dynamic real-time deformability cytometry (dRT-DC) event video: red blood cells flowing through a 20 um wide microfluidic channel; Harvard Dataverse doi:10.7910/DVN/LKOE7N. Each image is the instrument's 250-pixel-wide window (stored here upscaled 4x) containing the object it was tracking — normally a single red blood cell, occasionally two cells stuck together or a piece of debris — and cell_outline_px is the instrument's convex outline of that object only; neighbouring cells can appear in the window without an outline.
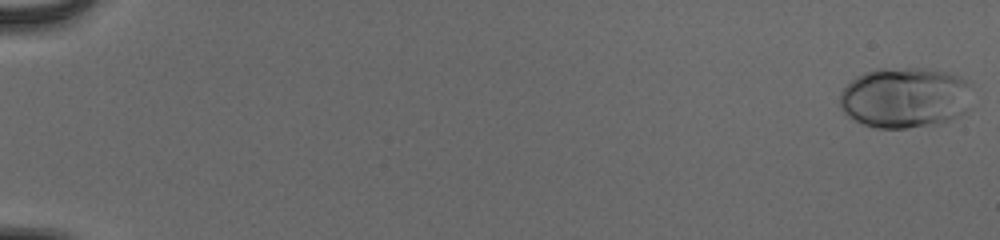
{"species": "human", "species_latin": "Homo sapiens", "temperature_condition": "cold", "stored_images_in_passage": 55, "camera_frame_rate_fps": 3000, "um_per_image_px": 0.085, "donor": {"sex": "male"}, "frame": {"image": 1, "passage_image": 1, "time_ms": 0.0, "image_size_px": [1000, 240], "cell_outline_px": [[964, 112], [948, 120], [904, 128], [876, 128], [864, 124], [848, 116], [840, 108], [840, 92], [856, 76], [864, 72], [880, 68], [924, 68], [948, 72], [960, 76], [964, 80]], "centroid_in_image_um": [76.77, 8.27], "position_along_channel_um": 8.2, "area_um2": 45.49}}
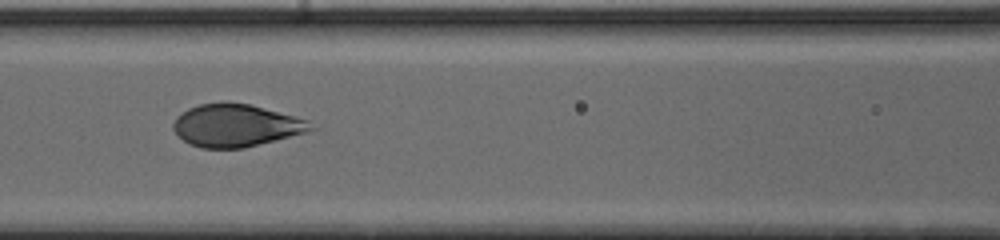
{"frame": {"image": 2, "passage_image": 27, "time_ms": 8.667, "image_size_px": [1000, 240], "cell_outline_px": [[316, 128], [304, 132], [244, 148], [200, 148], [188, 144], [172, 128], [172, 124], [176, 116], [188, 108], [200, 104], [248, 104], [308, 120]], "centroid_in_image_um": [20.0, 10.69], "position_along_channel_um": 146.6, "area_um2": 33.23}}
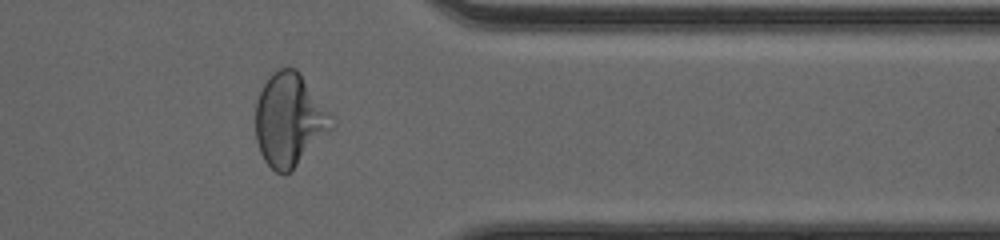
{"frame": {"image": 3, "passage_image": 46, "time_ms": 15.0, "image_size_px": [1000, 240], "cell_outline_px": [[332, 128], [284, 176], [276, 172], [264, 160], [260, 152], [256, 140], [256, 100], [268, 76], [272, 72], [280, 68], [296, 68], [300, 72], [332, 112]], "centroid_in_image_um": [24.59, 10.13], "position_along_channel_um": 386.8, "area_um2": 40.92}, "authors_computed_cell_mechanics": {"area_um2": 37.57, "velocity_mm_per_s": 3.9123, "shape_relaxation_time_tau1_ms": 2.4426, "shape_relaxation_time_tau2_ms": null, "deformation_change_tau1": 0.1837, "deformation_change_tau2": null}}